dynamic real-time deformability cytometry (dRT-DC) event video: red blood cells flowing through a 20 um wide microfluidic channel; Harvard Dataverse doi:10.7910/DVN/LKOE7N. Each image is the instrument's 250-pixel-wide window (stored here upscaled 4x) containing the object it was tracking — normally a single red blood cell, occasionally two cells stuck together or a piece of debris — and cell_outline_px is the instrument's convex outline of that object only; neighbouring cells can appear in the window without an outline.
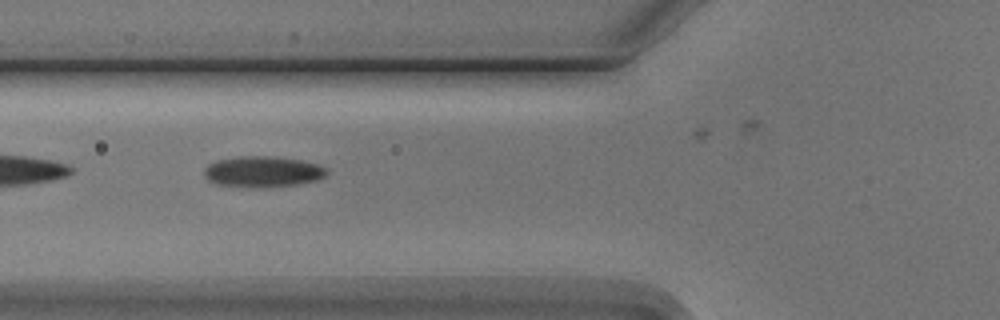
{"species": "Egyptian fruit bat (a non-hibernating species)", "species_latin": "Rousettus aegyptiacus", "temperature_condition": "cold", "stored_images_in_passage": 7, "camera_frame_rate_fps": 3000, "um_per_image_px": 0.085, "animal": {"sex": "male"}, "frame": {"image": 1, "passage_image": 2, "time_ms": 1.0, "image_size_px": [1000, 320], "cell_outline_px": [[328, 172], [320, 180], [296, 184], [268, 188], [248, 188], [216, 184], [208, 180], [204, 176], [204, 168], [208, 164], [216, 160], [240, 156], [268, 156], [300, 160], [316, 164], [328, 168]], "centroid_in_image_um": [22.31, 14.61], "position_along_channel_um": 103.5, "area_um2": 22.43}}
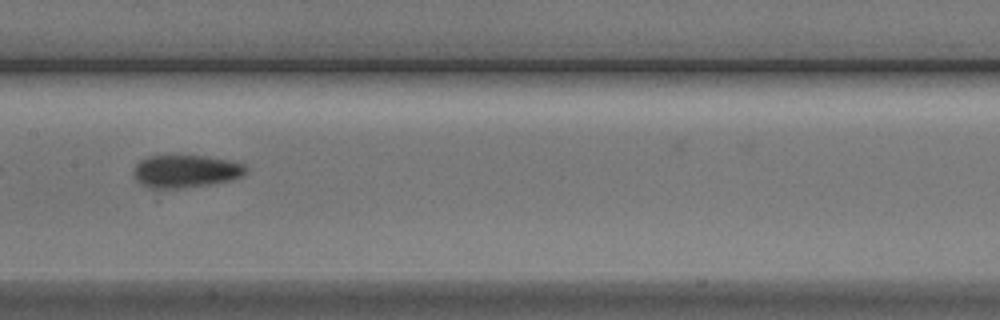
{"frame": {"image": 2, "passage_image": 4, "time_ms": 3.333, "image_size_px": [1000, 320], "cell_outline_px": [[248, 172], [240, 176], [228, 180], [212, 184], [180, 188], [148, 188], [140, 184], [136, 180], [132, 172], [136, 164], [140, 160], [148, 156], [204, 156], [228, 160], [244, 164], [248, 168]], "centroid_in_image_um": [15.75, 14.56], "position_along_channel_um": 191.6, "area_um2": 21.39}}
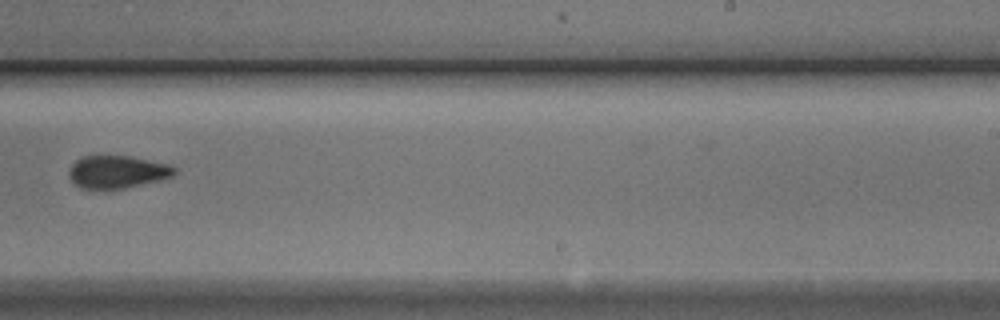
{"frame": {"image": 3, "passage_image": 6, "time_ms": 5.667, "image_size_px": [1000, 320], "cell_outline_px": [[176, 172], [172, 176], [160, 180], [124, 188], [80, 188], [68, 176], [68, 172], [72, 164], [76, 160], [84, 156], [128, 156], [172, 164], [176, 168]], "centroid_in_image_um": [9.99, 14.6], "position_along_channel_um": 279.0, "area_um2": 19.94}}